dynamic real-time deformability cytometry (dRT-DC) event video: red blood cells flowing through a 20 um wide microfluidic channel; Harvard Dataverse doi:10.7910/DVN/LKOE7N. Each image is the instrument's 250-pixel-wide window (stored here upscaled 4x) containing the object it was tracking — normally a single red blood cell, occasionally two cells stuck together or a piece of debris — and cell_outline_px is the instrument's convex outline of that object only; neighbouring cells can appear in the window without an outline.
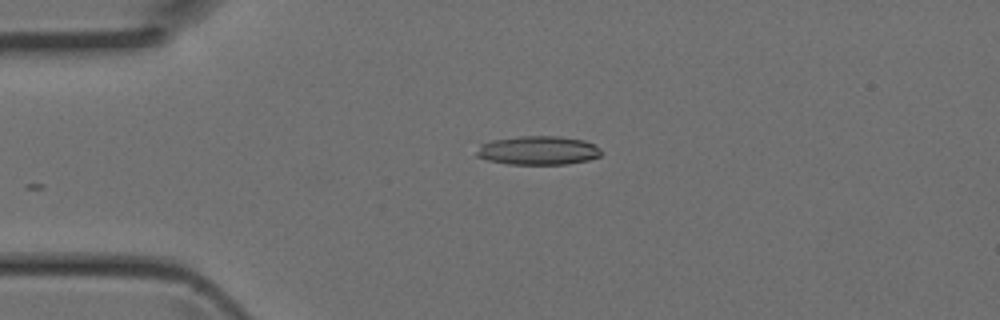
{"species": "Egyptian fruit bat (a non-hibernating species)", "species_latin": "Rousettus aegyptiacus", "temperature_condition": "room temperature", "stored_images_in_passage": 29, "camera_frame_rate_fps": 3000, "um_per_image_px": 0.085, "animal": {"sex": "female"}, "frame": {"image": 1, "passage_image": 1, "time_ms": 0.0, "image_size_px": [1000, 320], "cell_outline_px": [[604, 152], [600, 156], [588, 160], [568, 164], [508, 164], [488, 160], [476, 156], [476, 152], [480, 144], [492, 140], [520, 136], [560, 136], [584, 140], [600, 148]], "centroid_in_image_um": [45.75, 12.78], "position_along_channel_um": 39.2, "area_um2": 21.04}}
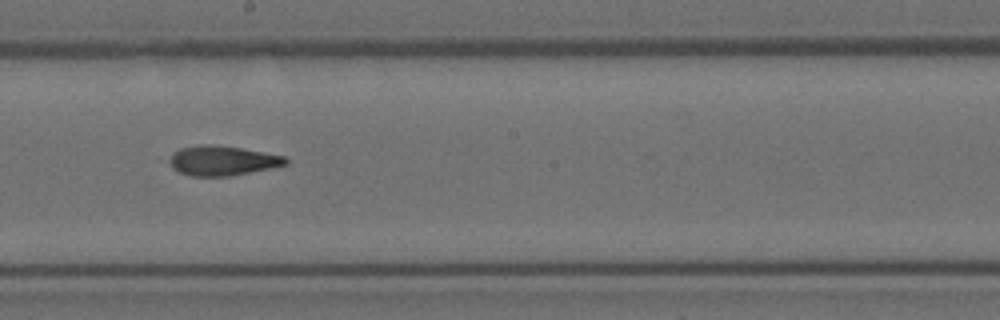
{"frame": {"image": 2, "passage_image": 15, "time_ms": 4.667, "image_size_px": [1000, 320], "cell_outline_px": [[288, 164], [272, 168], [228, 176], [192, 176], [180, 172], [172, 168], [168, 160], [172, 152], [180, 148], [200, 144], [212, 144], [240, 148], [288, 156]], "centroid_in_image_um": [18.9, 13.64], "position_along_channel_um": 229.3, "area_um2": 20.29}}
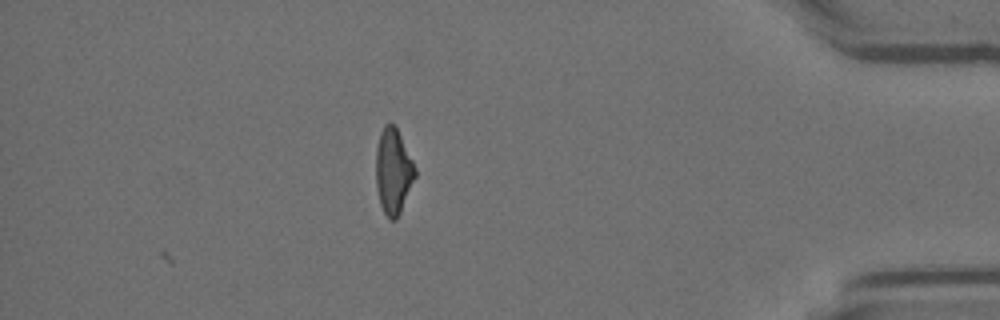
{"frame": {"image": 3, "passage_image": 29, "time_ms": 9.333, "image_size_px": [1000, 320], "cell_outline_px": [[416, 176], [400, 212], [396, 220], [388, 220], [380, 204], [376, 184], [376, 148], [380, 132], [384, 124], [392, 124], [396, 128], [412, 160], [416, 172]], "centroid_in_image_um": [33.41, 14.58], "position_along_channel_um": 401.8, "area_um2": 19.25}}